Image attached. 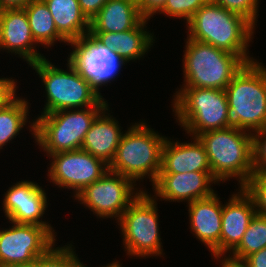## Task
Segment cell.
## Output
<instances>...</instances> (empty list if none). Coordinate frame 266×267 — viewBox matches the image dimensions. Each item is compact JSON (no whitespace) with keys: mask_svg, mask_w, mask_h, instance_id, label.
I'll return each instance as SVG.
<instances>
[{"mask_svg":"<svg viewBox=\"0 0 266 267\" xmlns=\"http://www.w3.org/2000/svg\"><path fill=\"white\" fill-rule=\"evenodd\" d=\"M186 23L189 39L238 55L245 63L255 61L247 55L255 27L241 15L210 0Z\"/></svg>","mask_w":266,"mask_h":267,"instance_id":"1","label":"cell"},{"mask_svg":"<svg viewBox=\"0 0 266 267\" xmlns=\"http://www.w3.org/2000/svg\"><path fill=\"white\" fill-rule=\"evenodd\" d=\"M197 137L205 147L213 177L219 183L237 178L243 187L255 172L252 134L231 126Z\"/></svg>","mask_w":266,"mask_h":267,"instance_id":"2","label":"cell"},{"mask_svg":"<svg viewBox=\"0 0 266 267\" xmlns=\"http://www.w3.org/2000/svg\"><path fill=\"white\" fill-rule=\"evenodd\" d=\"M67 62V71L56 67L46 58L30 64L45 85L47 101L41 114L109 106L106 99L82 76L77 67L69 59Z\"/></svg>","mask_w":266,"mask_h":267,"instance_id":"3","label":"cell"},{"mask_svg":"<svg viewBox=\"0 0 266 267\" xmlns=\"http://www.w3.org/2000/svg\"><path fill=\"white\" fill-rule=\"evenodd\" d=\"M225 93L232 126L251 134L266 127V68L261 62L245 63Z\"/></svg>","mask_w":266,"mask_h":267,"instance_id":"4","label":"cell"},{"mask_svg":"<svg viewBox=\"0 0 266 267\" xmlns=\"http://www.w3.org/2000/svg\"><path fill=\"white\" fill-rule=\"evenodd\" d=\"M141 121L122 135L109 170L131 179L134 183L147 175L156 182L161 168V152L166 137ZM145 176V177H144Z\"/></svg>","mask_w":266,"mask_h":267,"instance_id":"5","label":"cell"},{"mask_svg":"<svg viewBox=\"0 0 266 267\" xmlns=\"http://www.w3.org/2000/svg\"><path fill=\"white\" fill-rule=\"evenodd\" d=\"M108 106L67 109L41 114L30 127L31 134L47 155L81 149L96 117Z\"/></svg>","mask_w":266,"mask_h":267,"instance_id":"6","label":"cell"},{"mask_svg":"<svg viewBox=\"0 0 266 267\" xmlns=\"http://www.w3.org/2000/svg\"><path fill=\"white\" fill-rule=\"evenodd\" d=\"M181 88L225 90L245 62L238 56L187 37Z\"/></svg>","mask_w":266,"mask_h":267,"instance_id":"7","label":"cell"},{"mask_svg":"<svg viewBox=\"0 0 266 267\" xmlns=\"http://www.w3.org/2000/svg\"><path fill=\"white\" fill-rule=\"evenodd\" d=\"M173 100L176 121L187 134L197 137L206 131L232 126L225 90L180 88Z\"/></svg>","mask_w":266,"mask_h":267,"instance_id":"8","label":"cell"},{"mask_svg":"<svg viewBox=\"0 0 266 267\" xmlns=\"http://www.w3.org/2000/svg\"><path fill=\"white\" fill-rule=\"evenodd\" d=\"M147 193L143 190L117 221L122 231L124 249L129 256L163 255L157 202L154 196Z\"/></svg>","mask_w":266,"mask_h":267,"instance_id":"9","label":"cell"},{"mask_svg":"<svg viewBox=\"0 0 266 267\" xmlns=\"http://www.w3.org/2000/svg\"><path fill=\"white\" fill-rule=\"evenodd\" d=\"M136 185L128 177L108 170L100 179L80 191L75 199L88 207L97 217H115L118 221L143 191L134 188Z\"/></svg>","mask_w":266,"mask_h":267,"instance_id":"10","label":"cell"},{"mask_svg":"<svg viewBox=\"0 0 266 267\" xmlns=\"http://www.w3.org/2000/svg\"><path fill=\"white\" fill-rule=\"evenodd\" d=\"M10 223L0 230V267L32 262L56 245V236L45 226Z\"/></svg>","mask_w":266,"mask_h":267,"instance_id":"11","label":"cell"},{"mask_svg":"<svg viewBox=\"0 0 266 267\" xmlns=\"http://www.w3.org/2000/svg\"><path fill=\"white\" fill-rule=\"evenodd\" d=\"M48 156L52 158L47 175L50 181L58 188L74 190V197L109 170V165L83 149Z\"/></svg>","mask_w":266,"mask_h":267,"instance_id":"12","label":"cell"},{"mask_svg":"<svg viewBox=\"0 0 266 267\" xmlns=\"http://www.w3.org/2000/svg\"><path fill=\"white\" fill-rule=\"evenodd\" d=\"M70 45L74 49L68 59L98 92L99 87L115 80L122 66L126 65L114 50L101 45L90 34Z\"/></svg>","mask_w":266,"mask_h":267,"instance_id":"13","label":"cell"},{"mask_svg":"<svg viewBox=\"0 0 266 267\" xmlns=\"http://www.w3.org/2000/svg\"><path fill=\"white\" fill-rule=\"evenodd\" d=\"M45 190L32 181H19L9 187L3 199V208L9 222L45 226L54 236L48 222L40 220L48 207Z\"/></svg>","mask_w":266,"mask_h":267,"instance_id":"14","label":"cell"},{"mask_svg":"<svg viewBox=\"0 0 266 267\" xmlns=\"http://www.w3.org/2000/svg\"><path fill=\"white\" fill-rule=\"evenodd\" d=\"M211 183H218L212 172L159 174L152 189L156 199L191 203L212 196L215 192Z\"/></svg>","mask_w":266,"mask_h":267,"instance_id":"15","label":"cell"},{"mask_svg":"<svg viewBox=\"0 0 266 267\" xmlns=\"http://www.w3.org/2000/svg\"><path fill=\"white\" fill-rule=\"evenodd\" d=\"M35 44L24 8L0 10V49L18 54L30 65L45 58Z\"/></svg>","mask_w":266,"mask_h":267,"instance_id":"16","label":"cell"},{"mask_svg":"<svg viewBox=\"0 0 266 267\" xmlns=\"http://www.w3.org/2000/svg\"><path fill=\"white\" fill-rule=\"evenodd\" d=\"M237 194L222 204V229L220 234V256H225L239 245L251 219L256 214L252 197L239 187ZM226 253V254H225Z\"/></svg>","mask_w":266,"mask_h":267,"instance_id":"17","label":"cell"},{"mask_svg":"<svg viewBox=\"0 0 266 267\" xmlns=\"http://www.w3.org/2000/svg\"><path fill=\"white\" fill-rule=\"evenodd\" d=\"M222 201L216 193L188 203L191 232L204 243L214 257L220 256Z\"/></svg>","mask_w":266,"mask_h":267,"instance_id":"18","label":"cell"},{"mask_svg":"<svg viewBox=\"0 0 266 267\" xmlns=\"http://www.w3.org/2000/svg\"><path fill=\"white\" fill-rule=\"evenodd\" d=\"M191 137L193 143L174 142L166 137L162 146L159 174L211 172L204 145L198 137Z\"/></svg>","mask_w":266,"mask_h":267,"instance_id":"19","label":"cell"},{"mask_svg":"<svg viewBox=\"0 0 266 267\" xmlns=\"http://www.w3.org/2000/svg\"><path fill=\"white\" fill-rule=\"evenodd\" d=\"M106 107L94 120L86 133L81 149L110 165L120 143L123 132L120 125Z\"/></svg>","mask_w":266,"mask_h":267,"instance_id":"20","label":"cell"},{"mask_svg":"<svg viewBox=\"0 0 266 267\" xmlns=\"http://www.w3.org/2000/svg\"><path fill=\"white\" fill-rule=\"evenodd\" d=\"M148 19L123 32H89L101 45L110 47L126 63L140 59L153 46L154 34L145 29ZM153 34V35H152Z\"/></svg>","mask_w":266,"mask_h":267,"instance_id":"21","label":"cell"},{"mask_svg":"<svg viewBox=\"0 0 266 267\" xmlns=\"http://www.w3.org/2000/svg\"><path fill=\"white\" fill-rule=\"evenodd\" d=\"M145 18L136 0H108L90 20L89 32H123L136 28Z\"/></svg>","mask_w":266,"mask_h":267,"instance_id":"22","label":"cell"},{"mask_svg":"<svg viewBox=\"0 0 266 267\" xmlns=\"http://www.w3.org/2000/svg\"><path fill=\"white\" fill-rule=\"evenodd\" d=\"M54 20L57 31L69 42L89 34L90 21L82 13L78 0H43Z\"/></svg>","mask_w":266,"mask_h":267,"instance_id":"23","label":"cell"},{"mask_svg":"<svg viewBox=\"0 0 266 267\" xmlns=\"http://www.w3.org/2000/svg\"><path fill=\"white\" fill-rule=\"evenodd\" d=\"M33 39L38 44L53 46L56 41L70 43L57 31L52 15L43 0H31L25 7Z\"/></svg>","mask_w":266,"mask_h":267,"instance_id":"24","label":"cell"},{"mask_svg":"<svg viewBox=\"0 0 266 267\" xmlns=\"http://www.w3.org/2000/svg\"><path fill=\"white\" fill-rule=\"evenodd\" d=\"M29 102L24 98L14 97L0 108V149L12 141L24 128L29 117Z\"/></svg>","mask_w":266,"mask_h":267,"instance_id":"25","label":"cell"},{"mask_svg":"<svg viewBox=\"0 0 266 267\" xmlns=\"http://www.w3.org/2000/svg\"><path fill=\"white\" fill-rule=\"evenodd\" d=\"M266 247V216L255 214L251 219L239 245L230 258L244 261L249 255Z\"/></svg>","mask_w":266,"mask_h":267,"instance_id":"26","label":"cell"},{"mask_svg":"<svg viewBox=\"0 0 266 267\" xmlns=\"http://www.w3.org/2000/svg\"><path fill=\"white\" fill-rule=\"evenodd\" d=\"M72 246V244L60 248L52 246L40 256V267H84L85 265L80 262Z\"/></svg>","mask_w":266,"mask_h":267,"instance_id":"27","label":"cell"},{"mask_svg":"<svg viewBox=\"0 0 266 267\" xmlns=\"http://www.w3.org/2000/svg\"><path fill=\"white\" fill-rule=\"evenodd\" d=\"M210 0H167L160 14L168 17L183 18L187 22L190 18Z\"/></svg>","mask_w":266,"mask_h":267,"instance_id":"28","label":"cell"},{"mask_svg":"<svg viewBox=\"0 0 266 267\" xmlns=\"http://www.w3.org/2000/svg\"><path fill=\"white\" fill-rule=\"evenodd\" d=\"M243 189L252 197L256 214L266 216V174L254 172Z\"/></svg>","mask_w":266,"mask_h":267,"instance_id":"29","label":"cell"},{"mask_svg":"<svg viewBox=\"0 0 266 267\" xmlns=\"http://www.w3.org/2000/svg\"><path fill=\"white\" fill-rule=\"evenodd\" d=\"M221 7L241 15L247 19L254 27L258 21L259 0H211Z\"/></svg>","mask_w":266,"mask_h":267,"instance_id":"30","label":"cell"},{"mask_svg":"<svg viewBox=\"0 0 266 267\" xmlns=\"http://www.w3.org/2000/svg\"><path fill=\"white\" fill-rule=\"evenodd\" d=\"M252 137L255 172L266 174V127L253 133Z\"/></svg>","mask_w":266,"mask_h":267,"instance_id":"31","label":"cell"},{"mask_svg":"<svg viewBox=\"0 0 266 267\" xmlns=\"http://www.w3.org/2000/svg\"><path fill=\"white\" fill-rule=\"evenodd\" d=\"M140 14L150 20L153 15L159 13L165 6L167 0H136Z\"/></svg>","mask_w":266,"mask_h":267,"instance_id":"32","label":"cell"},{"mask_svg":"<svg viewBox=\"0 0 266 267\" xmlns=\"http://www.w3.org/2000/svg\"><path fill=\"white\" fill-rule=\"evenodd\" d=\"M16 82L12 78H0V108L16 96Z\"/></svg>","mask_w":266,"mask_h":267,"instance_id":"33","label":"cell"},{"mask_svg":"<svg viewBox=\"0 0 266 267\" xmlns=\"http://www.w3.org/2000/svg\"><path fill=\"white\" fill-rule=\"evenodd\" d=\"M108 0H78L82 13L92 20Z\"/></svg>","mask_w":266,"mask_h":267,"instance_id":"34","label":"cell"},{"mask_svg":"<svg viewBox=\"0 0 266 267\" xmlns=\"http://www.w3.org/2000/svg\"><path fill=\"white\" fill-rule=\"evenodd\" d=\"M243 262L248 267H266V247L249 255Z\"/></svg>","mask_w":266,"mask_h":267,"instance_id":"35","label":"cell"},{"mask_svg":"<svg viewBox=\"0 0 266 267\" xmlns=\"http://www.w3.org/2000/svg\"><path fill=\"white\" fill-rule=\"evenodd\" d=\"M31 0H0V10L24 8Z\"/></svg>","mask_w":266,"mask_h":267,"instance_id":"36","label":"cell"},{"mask_svg":"<svg viewBox=\"0 0 266 267\" xmlns=\"http://www.w3.org/2000/svg\"><path fill=\"white\" fill-rule=\"evenodd\" d=\"M224 256V259L222 256L219 257H215V259L219 260V258L221 259V264L222 267H248L243 261H238V260H234L232 258H230V256L226 257Z\"/></svg>","mask_w":266,"mask_h":267,"instance_id":"37","label":"cell"},{"mask_svg":"<svg viewBox=\"0 0 266 267\" xmlns=\"http://www.w3.org/2000/svg\"><path fill=\"white\" fill-rule=\"evenodd\" d=\"M9 267H40V257L29 263L14 264Z\"/></svg>","mask_w":266,"mask_h":267,"instance_id":"38","label":"cell"},{"mask_svg":"<svg viewBox=\"0 0 266 267\" xmlns=\"http://www.w3.org/2000/svg\"><path fill=\"white\" fill-rule=\"evenodd\" d=\"M84 267H86V264H85ZM102 267H104V266H102ZM105 267H121V265H120V263L118 261H115V262L113 261L112 263L108 264Z\"/></svg>","mask_w":266,"mask_h":267,"instance_id":"39","label":"cell"}]
</instances>
